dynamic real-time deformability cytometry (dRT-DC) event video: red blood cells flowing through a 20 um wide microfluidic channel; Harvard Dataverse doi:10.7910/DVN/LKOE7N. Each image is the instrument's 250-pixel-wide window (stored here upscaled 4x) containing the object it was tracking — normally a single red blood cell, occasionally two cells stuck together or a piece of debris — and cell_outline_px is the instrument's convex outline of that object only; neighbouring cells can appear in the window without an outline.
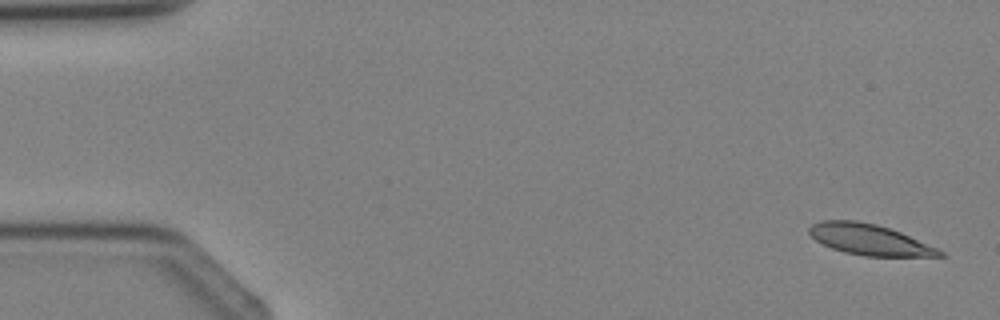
{"species": "Egyptian fruit bat (a non-hibernating species)", "species_latin": "Rousettus aegyptiacus", "temperature_condition": "cold", "stored_images_in_passage": 4, "camera_frame_rate_fps": 3000, "um_per_image_px": 0.085, "animal": {"sex": "female"}, "frame": {"image": 1, "passage_image": 1, "time_ms": 0.0, "image_size_px": [1000, 320], "cell_outline_px": [[948, 256], [864, 256], [844, 252], [832, 248], [816, 240], [808, 232], [808, 228], [812, 224], [820, 220], [856, 220], [876, 224], [900, 232], [936, 248], [944, 252]], "centroid_in_image_um": [73.87, 20.36], "position_along_channel_um": 11.1, "area_um2": 23.18}}
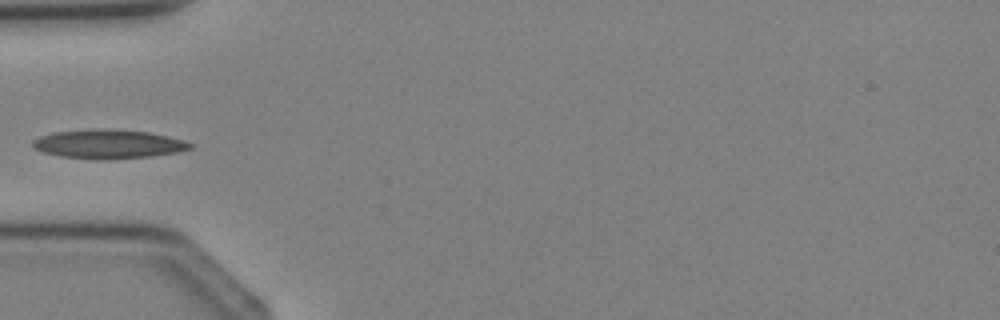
{"frame": {"image": 2, "passage_image": 4, "time_ms": 3.667, "image_size_px": [1000, 320], "cell_outline_px": [[196, 144], [192, 148], [176, 152], [152, 156], [108, 160], [92, 160], [60, 156], [44, 152], [32, 148], [32, 140], [40, 136], [56, 132], [88, 128], [108, 128], [148, 132], [168, 136], [184, 140]], "centroid_in_image_um": [9.2, 12.24], "position_along_channel_um": 75.8, "area_um2": 27.11}}